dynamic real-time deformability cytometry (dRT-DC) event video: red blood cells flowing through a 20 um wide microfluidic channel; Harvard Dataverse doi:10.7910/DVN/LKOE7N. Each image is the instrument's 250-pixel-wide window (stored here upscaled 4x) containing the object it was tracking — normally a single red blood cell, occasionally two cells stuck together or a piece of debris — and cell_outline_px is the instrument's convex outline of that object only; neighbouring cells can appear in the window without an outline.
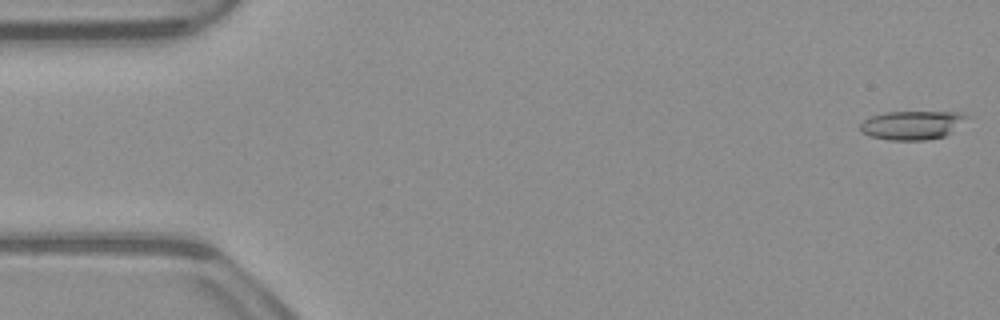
{"species": "common noctule bat (a hibernating species)", "species_latin": "Nyctalus noctula", "temperature_condition": "warm", "stored_images_in_passage": 14, "camera_frame_rate_fps": 3000, "um_per_image_px": 0.085, "animal": {"sex": "male", "body_mass_g": 23.1, "forearm_length_mm": 52.7}, "frame": {"image": 1, "passage_image": 1, "time_ms": 0.0, "image_size_px": [1000, 320], "cell_outline_px": [[972, 116], [952, 132], [944, 136], [928, 140], [888, 140], [868, 136], [860, 132], [860, 124], [864, 120], [872, 116], [884, 112], [964, 112]], "centroid_in_image_um": [77.56, 10.63], "position_along_channel_um": 7.4, "area_um2": 18.21}}